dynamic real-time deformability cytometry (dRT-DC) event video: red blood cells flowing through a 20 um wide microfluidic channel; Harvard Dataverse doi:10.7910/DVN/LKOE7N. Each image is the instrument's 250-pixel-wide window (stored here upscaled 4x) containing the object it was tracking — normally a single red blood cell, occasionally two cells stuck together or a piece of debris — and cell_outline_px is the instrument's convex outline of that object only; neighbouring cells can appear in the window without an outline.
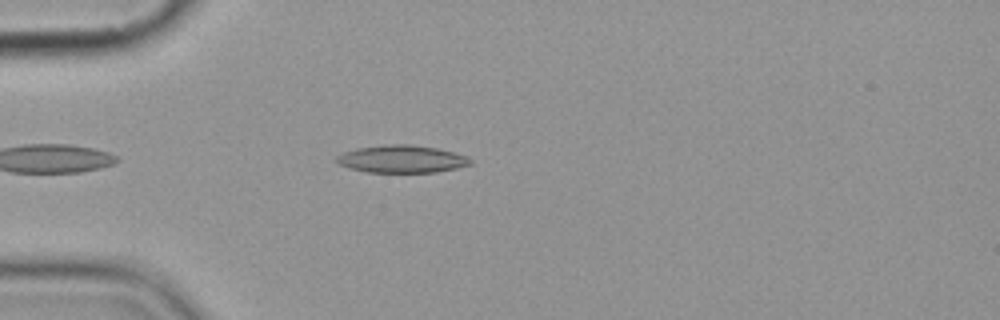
{"species": "common noctule bat (a hibernating species)", "species_latin": "Nyctalus noctula", "temperature_condition": "cold", "stored_images_in_passage": 4, "camera_frame_rate_fps": 3000, "um_per_image_px": 0.085, "animal": {"sex": "female", "body_mass_g": 19.9}, "frame": {"image": 1, "passage_image": 3, "time_ms": 2.333, "image_size_px": [1000, 320], "cell_outline_px": [[472, 164], [456, 168], [436, 172], [368, 172], [348, 168], [336, 164], [336, 156], [344, 152], [356, 148], [388, 144], [408, 144], [436, 148], [468, 156], [472, 160]], "centroid_in_image_um": [34.12, 13.52], "position_along_channel_um": 50.9, "area_um2": 21.5}}